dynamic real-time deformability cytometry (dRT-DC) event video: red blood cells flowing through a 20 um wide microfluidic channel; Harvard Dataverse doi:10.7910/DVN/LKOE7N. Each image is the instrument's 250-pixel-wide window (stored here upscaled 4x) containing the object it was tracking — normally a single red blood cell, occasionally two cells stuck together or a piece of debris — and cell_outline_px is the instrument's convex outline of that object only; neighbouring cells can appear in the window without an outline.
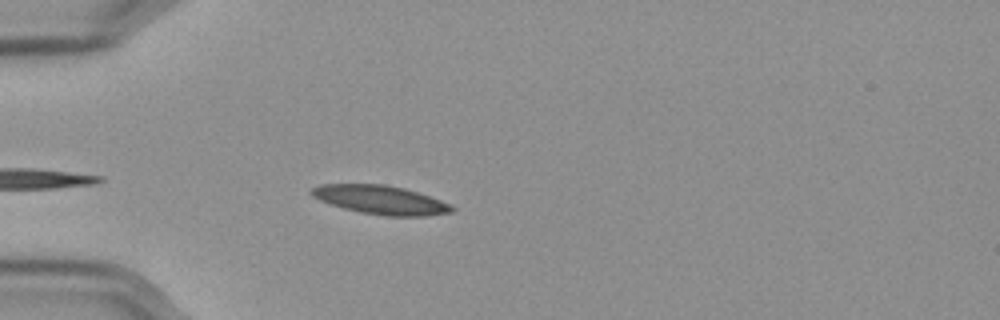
{"species": "Egyptian fruit bat (a non-hibernating species)", "species_latin": "Rousettus aegyptiacus", "temperature_condition": "cold", "stored_images_in_passage": 44, "camera_frame_rate_fps": 3000, "um_per_image_px": 0.085, "frame": {"image": 1, "passage_image": 6, "time_ms": 1.667, "image_size_px": [1000, 320], "cell_outline_px": [[456, 208], [452, 212], [424, 216], [388, 216], [360, 212], [344, 208], [320, 200], [312, 196], [308, 192], [312, 188], [320, 184], [384, 184], [404, 188], [440, 200]], "centroid_in_image_um": [32.32, 16.98], "position_along_channel_um": 52.7, "area_um2": 23.29}}
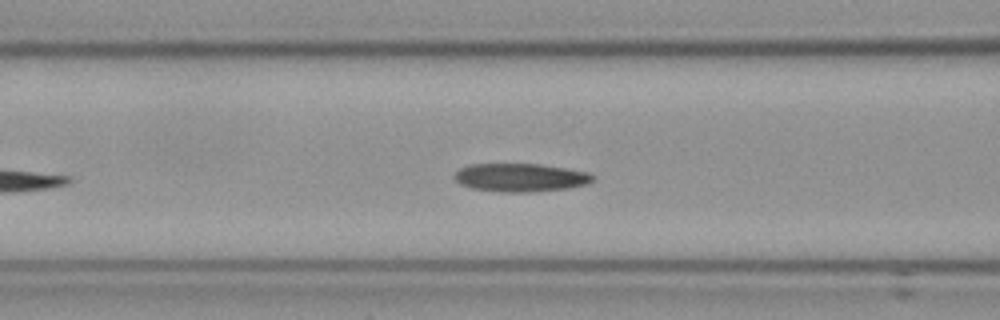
{"frame": {"image": 2, "passage_image": 13, "time_ms": 4.0, "image_size_px": [1000, 320], "cell_outline_px": [[596, 180], [588, 184], [568, 188], [536, 192], [500, 192], [472, 188], [460, 184], [452, 176], [460, 168], [468, 164], [540, 164], [588, 172], [596, 176]], "centroid_in_image_um": [44.27, 15.09], "position_along_channel_um": 122.3, "area_um2": 23.06}}
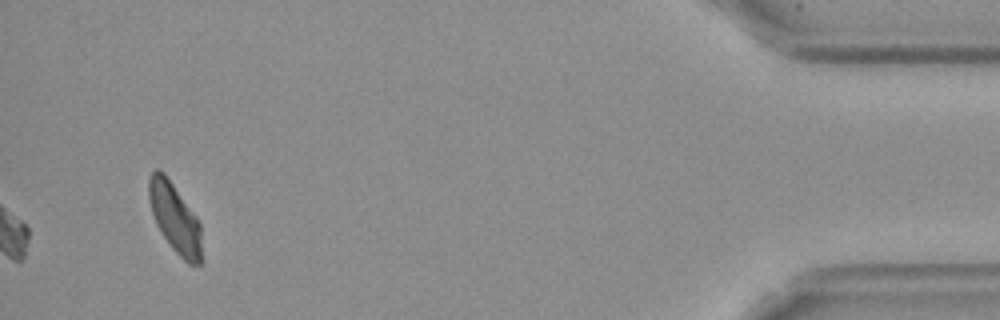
{"frame": {"image": 3, "passage_image": 44, "time_ms": 14.333, "image_size_px": [1000, 320], "cell_outline_px": [[200, 264], [188, 264], [172, 248], [156, 224], [152, 212], [148, 196], [148, 180], [152, 172], [156, 168], [160, 168], [164, 172], [196, 216], [200, 224]], "centroid_in_image_um": [14.83, 18.48], "position_along_channel_um": 420.4, "area_um2": 20.98}, "authors_computed_cell_mechanics": {"area_um2": 21.9929, "velocity_mm_per_s": 3.5626, "shape_relaxation_time_tau1_ms": null, "shape_relaxation_time_tau2_ms": 4.3917, "deformation_change_tau1": null, "deformation_change_tau2": 0.0832}}